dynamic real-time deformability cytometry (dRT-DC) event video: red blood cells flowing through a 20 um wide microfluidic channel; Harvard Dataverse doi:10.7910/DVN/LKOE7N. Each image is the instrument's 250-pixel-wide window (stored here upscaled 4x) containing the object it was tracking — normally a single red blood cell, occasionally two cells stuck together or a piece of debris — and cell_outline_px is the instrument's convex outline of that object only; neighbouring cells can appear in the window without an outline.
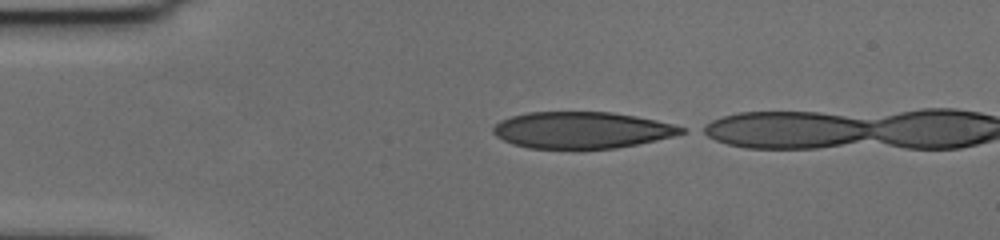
{"species": "human", "species_latin": "Homo sapiens", "temperature_condition": "cold", "stored_images_in_passage": 6, "camera_frame_rate_fps": 3000, "um_per_image_px": 0.085, "donor": {"sex": "female"}, "frame": {"image": 1, "passage_image": 1, "time_ms": 0.0, "image_size_px": [1000, 240], "cell_outline_px": [[688, 132], [656, 140], [616, 148], [528, 148], [512, 144], [496, 136], [492, 132], [492, 128], [500, 120], [512, 116], [528, 112], [612, 112], [636, 116], [656, 120], [688, 128]], "centroid_in_image_um": [49.46, 11.05], "position_along_channel_um": 35.5, "area_um2": 40.06}}